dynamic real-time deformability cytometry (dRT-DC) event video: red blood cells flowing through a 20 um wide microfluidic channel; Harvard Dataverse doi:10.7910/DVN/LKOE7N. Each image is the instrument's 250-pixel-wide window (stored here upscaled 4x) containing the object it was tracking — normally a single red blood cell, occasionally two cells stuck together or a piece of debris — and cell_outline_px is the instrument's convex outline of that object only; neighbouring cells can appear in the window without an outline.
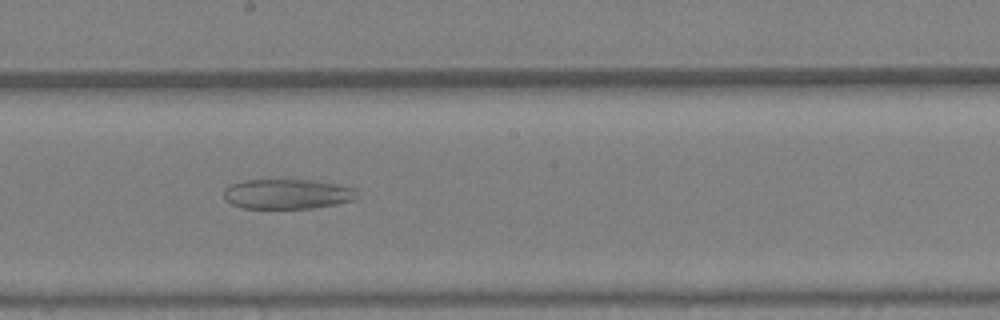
{"species": "Egyptian fruit bat (a non-hibernating species)", "species_latin": "Rousettus aegyptiacus", "temperature_condition": "warm", "stored_images_in_passage": 38, "camera_frame_rate_fps": 3000, "um_per_image_px": 0.085, "animal": {"sex": "female"}, "frame": {"image": 1, "passage_image": 20, "time_ms": 6.333, "image_size_px": [1000, 320], "cell_outline_px": [[356, 196], [352, 200], [336, 204], [312, 208], [244, 208], [232, 204], [224, 200], [224, 188], [232, 184], [244, 180], [320, 180], [356, 188]], "centroid_in_image_um": [24.42, 16.48], "position_along_channel_um": 223.8, "area_um2": 23.29}}
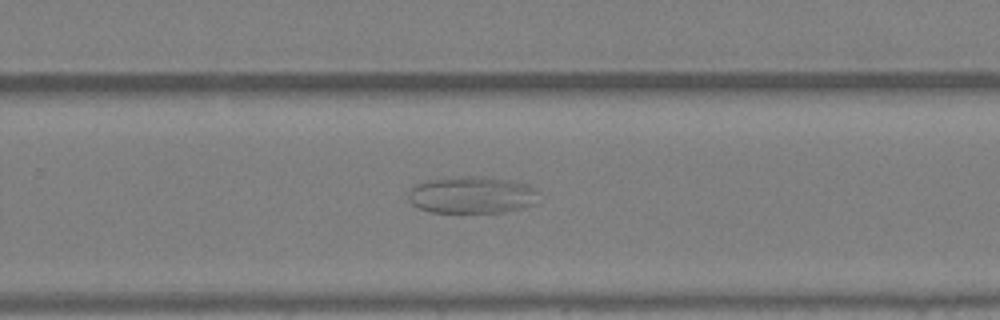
{"frame": {"image": 2, "passage_image": 24, "time_ms": 7.667, "image_size_px": [1000, 320], "cell_outline_px": [[540, 192], [532, 204], [520, 208], [500, 212], [428, 212], [412, 204], [408, 200], [408, 192], [416, 184], [428, 180], [460, 176], [480, 176], [508, 180], [528, 184], [536, 188]], "centroid_in_image_um": [40.09, 16.56], "position_along_channel_um": 289.7, "area_um2": 28.03}}
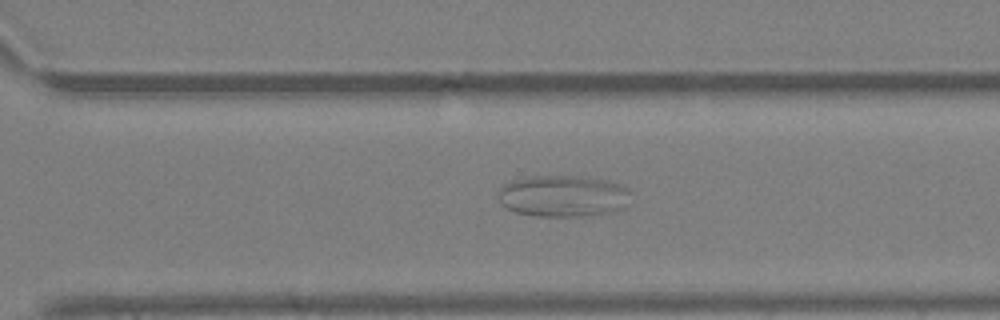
{"frame": {"image": 3, "passage_image": 26, "time_ms": 8.333, "image_size_px": [1000, 320], "cell_outline_px": [[632, 192], [628, 204], [616, 212], [592, 216], [532, 216], [516, 212], [504, 208], [500, 204], [496, 196], [496, 192], [504, 184], [512, 180], [532, 176], [576, 176], [608, 180], [624, 184]], "centroid_in_image_um": [47.88, 16.67], "position_along_channel_um": 322.7, "area_um2": 33.06}}